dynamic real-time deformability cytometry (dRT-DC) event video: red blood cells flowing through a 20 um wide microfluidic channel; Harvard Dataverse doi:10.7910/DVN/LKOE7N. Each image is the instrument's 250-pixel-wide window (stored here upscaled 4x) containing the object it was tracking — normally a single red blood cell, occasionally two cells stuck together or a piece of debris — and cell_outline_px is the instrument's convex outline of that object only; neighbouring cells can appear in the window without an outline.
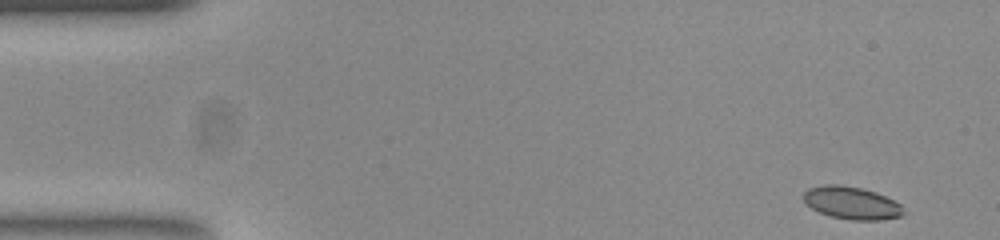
{"species": "common noctule bat (a hibernating species)", "species_latin": "Nyctalus noctula", "temperature_condition": "room temperature", "stored_images_in_passage": 51, "camera_frame_rate_fps": 3000, "um_per_image_px": 0.085, "animal": {"sex": "female", "body_mass_g": 23.0, "forearm_length_mm": 53.4}, "frame": {"image": 1, "passage_image": 1, "time_ms": 0.0, "image_size_px": [1000, 240], "cell_outline_px": [[908, 212], [900, 216], [880, 220], [852, 220], [832, 216], [820, 212], [812, 208], [804, 200], [804, 192], [808, 188], [824, 184], [836, 184], [860, 188], [876, 192], [900, 204]], "centroid_in_image_um": [72.42, 17.25], "position_along_channel_um": 12.6, "area_um2": 18.84}}
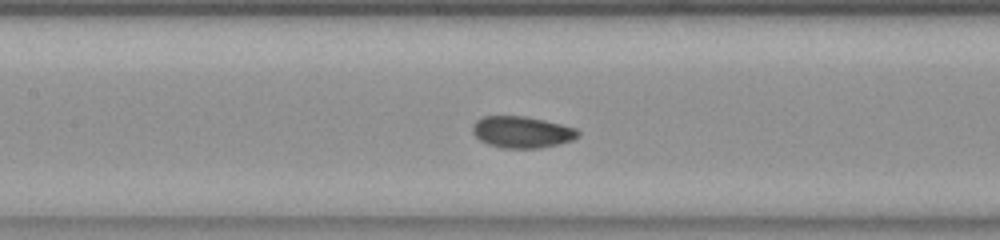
{"frame": {"image": 2, "passage_image": 22, "time_ms": 7.0, "image_size_px": [1000, 240], "cell_outline_px": [[580, 136], [572, 140], [540, 148], [504, 148], [488, 144], [480, 140], [472, 132], [472, 128], [476, 120], [484, 116], [524, 116], [544, 120], [576, 128], [580, 132]], "centroid_in_image_um": [44.36, 11.22], "position_along_channel_um": 163.0, "area_um2": 19.31}}
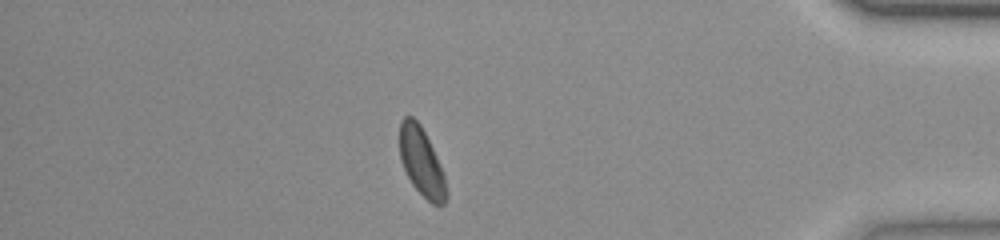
{"frame": {"image": 3, "passage_image": 44, "time_ms": 14.333, "image_size_px": [1000, 240], "cell_outline_px": [[448, 196], [444, 204], [432, 204], [412, 184], [400, 160], [400, 124], [404, 116], [412, 116], [420, 124], [436, 156], [444, 176], [448, 192]], "centroid_in_image_um": [35.83, 13.77], "position_along_channel_um": 399.4, "area_um2": 18.21}, "authors_computed_cell_mechanics": {"area_um2": 19.074, "velocity_mm_per_s": 3.7961, "shape_relaxation_time_tau1_ms": 3.8204, "shape_relaxation_time_tau2_ms": 1.5468, "deformation_change_tau1": 0.0871, "deformation_change_tau2": 0.054}}